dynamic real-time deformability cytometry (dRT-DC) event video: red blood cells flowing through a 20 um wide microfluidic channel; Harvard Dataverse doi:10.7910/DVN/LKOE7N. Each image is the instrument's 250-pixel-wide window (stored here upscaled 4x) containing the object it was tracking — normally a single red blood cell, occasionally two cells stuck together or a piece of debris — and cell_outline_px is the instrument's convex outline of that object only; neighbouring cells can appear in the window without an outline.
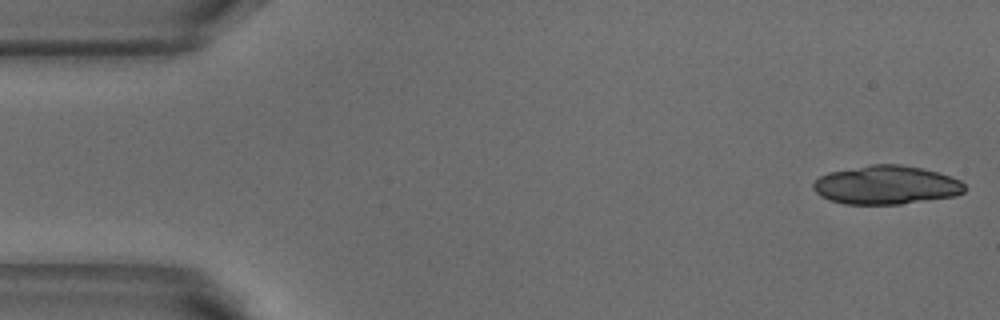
{"species": "common noctule bat (a hibernating species)", "species_latin": "Nyctalus noctula", "temperature_condition": "warm", "stored_images_in_passage": 5, "camera_frame_rate_fps": 3000, "um_per_image_px": 0.085, "animal": {"sex": "male", "body_mass_g": 18.8}, "frame": {"image": 1, "passage_image": 1, "time_ms": 0.0, "image_size_px": [1000, 320], "cell_outline_px": [[964, 192], [956, 196], [900, 204], [844, 204], [828, 200], [820, 196], [812, 188], [812, 184], [820, 176], [828, 172], [872, 164], [900, 164], [920, 168], [936, 172], [960, 180], [964, 184]], "centroid_in_image_um": [75.29, 15.73], "position_along_channel_um": 9.7, "area_um2": 34.1}}